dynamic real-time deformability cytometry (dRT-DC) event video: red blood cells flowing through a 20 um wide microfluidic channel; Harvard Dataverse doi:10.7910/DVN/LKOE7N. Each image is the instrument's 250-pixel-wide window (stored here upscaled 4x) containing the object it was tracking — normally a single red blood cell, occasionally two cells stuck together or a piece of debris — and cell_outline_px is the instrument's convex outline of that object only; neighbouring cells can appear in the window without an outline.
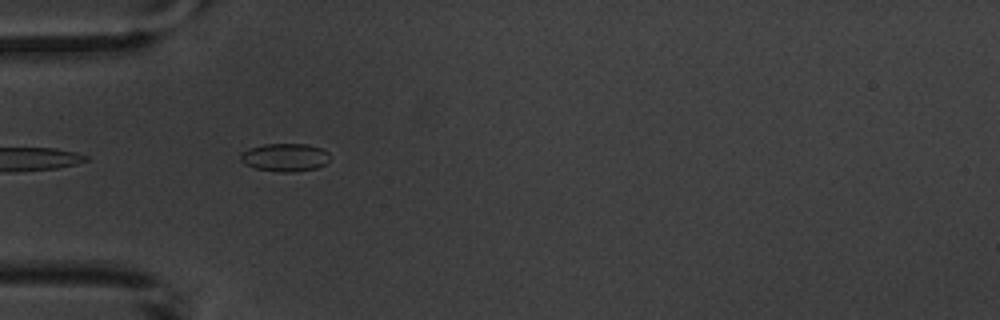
{"species": "common noctule bat (a hibernating species)", "species_latin": "Nyctalus noctula", "temperature_condition": "warm", "stored_images_in_passage": 3, "camera_frame_rate_fps": 3000, "um_per_image_px": 0.085, "animal": {"sex": "male", "body_mass_g": 20.1, "forearm_length_mm": 53.5}, "frame": {"image": 1, "passage_image": 2, "time_ms": 1.0, "image_size_px": [1000, 320], "cell_outline_px": [[328, 160], [324, 164], [316, 168], [292, 172], [284, 172], [256, 168], [244, 164], [240, 160], [240, 152], [248, 148], [264, 144], [308, 144], [320, 148], [328, 152]], "centroid_in_image_um": [24.18, 13.36], "position_along_channel_um": 60.8, "area_um2": 14.51}}